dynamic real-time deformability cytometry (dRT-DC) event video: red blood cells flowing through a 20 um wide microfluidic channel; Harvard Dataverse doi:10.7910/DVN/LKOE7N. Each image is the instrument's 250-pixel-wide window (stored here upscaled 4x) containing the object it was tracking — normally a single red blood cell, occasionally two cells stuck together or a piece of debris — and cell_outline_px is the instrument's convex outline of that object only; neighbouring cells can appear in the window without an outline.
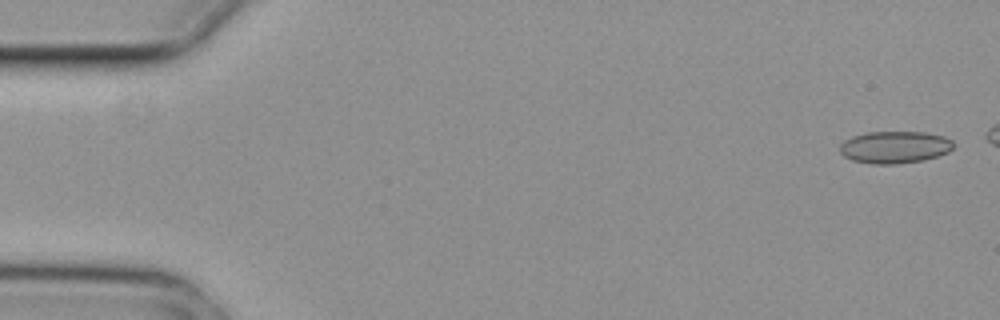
{"species": "common noctule bat (a hibernating species)", "species_latin": "Nyctalus noctula", "temperature_condition": "cold", "stored_images_in_passage": 5, "camera_frame_rate_fps": 3000, "um_per_image_px": 0.085, "animal": {"sex": "female", "body_mass_g": 29.2, "forearm_length_mm": 56.3}, "frame": {"image": 1, "passage_image": 1, "time_ms": 0.0, "image_size_px": [1000, 320], "cell_outline_px": [[952, 148], [948, 152], [924, 160], [896, 164], [872, 164], [852, 160], [844, 156], [840, 152], [840, 144], [844, 140], [852, 136], [868, 132], [924, 132], [944, 136], [952, 140]], "centroid_in_image_um": [76.03, 12.51], "position_along_channel_um": 9.0, "area_um2": 21.27}}